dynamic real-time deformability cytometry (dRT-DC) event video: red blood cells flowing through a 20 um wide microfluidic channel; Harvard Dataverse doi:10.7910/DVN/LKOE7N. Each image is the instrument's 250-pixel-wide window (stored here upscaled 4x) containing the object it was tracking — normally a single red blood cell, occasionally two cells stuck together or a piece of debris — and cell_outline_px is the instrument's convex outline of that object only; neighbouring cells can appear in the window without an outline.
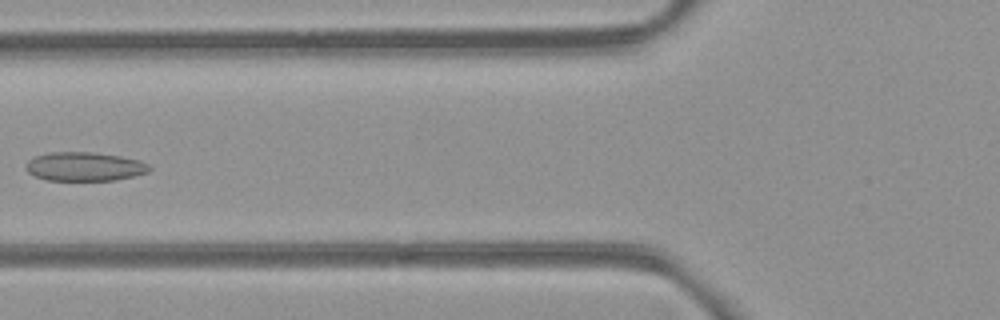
{"species": "common noctule bat (a hibernating species)", "species_latin": "Nyctalus noctula", "temperature_condition": "room temperature", "stored_images_in_passage": 5, "camera_frame_rate_fps": 3000, "um_per_image_px": 0.085, "animal": {"sex": "female", "body_mass_g": 21.9}, "frame": {"image": 1, "passage_image": 5, "time_ms": 5.333, "image_size_px": [1000, 320], "cell_outline_px": [[152, 168], [148, 172], [116, 180], [44, 180], [28, 172], [24, 168], [28, 160], [36, 156], [48, 152], [92, 152], [120, 156], [140, 160], [148, 164]], "centroid_in_image_um": [7.17, 14.15], "position_along_channel_um": 118.6, "area_um2": 20.81}}